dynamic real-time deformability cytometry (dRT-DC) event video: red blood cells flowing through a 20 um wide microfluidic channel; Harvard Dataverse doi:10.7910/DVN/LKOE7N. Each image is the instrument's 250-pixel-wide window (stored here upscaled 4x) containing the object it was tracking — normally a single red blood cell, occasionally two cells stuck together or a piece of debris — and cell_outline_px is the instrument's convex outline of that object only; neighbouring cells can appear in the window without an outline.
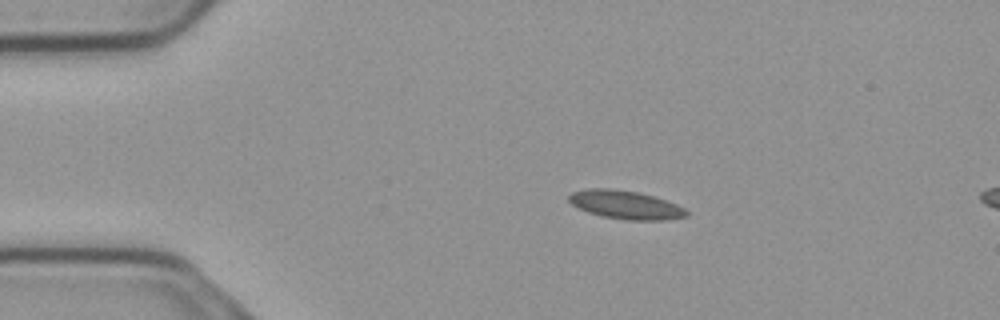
{"species": "common noctule bat (a hibernating species)", "species_latin": "Nyctalus noctula", "temperature_condition": "cold", "stored_images_in_passage": 47, "segment_of_instrument_passage": [1, 2], "camera_frame_rate_fps": 3000, "um_per_image_px": 0.085, "animal": {"sex": "male", "body_mass_g": 23.1, "forearm_length_mm": 52.7}, "frame": {"image": 1, "passage_image": 1, "time_ms": 0.0, "image_size_px": [1000, 320], "cell_outline_px": [[688, 216], [668, 220], [624, 220], [600, 216], [588, 212], [572, 204], [568, 200], [568, 196], [572, 192], [588, 188], [612, 188], [636, 192], [652, 196], [676, 204], [684, 208], [688, 212]], "centroid_in_image_um": [53.16, 17.41], "position_along_channel_um": 31.8, "area_um2": 19.48}}
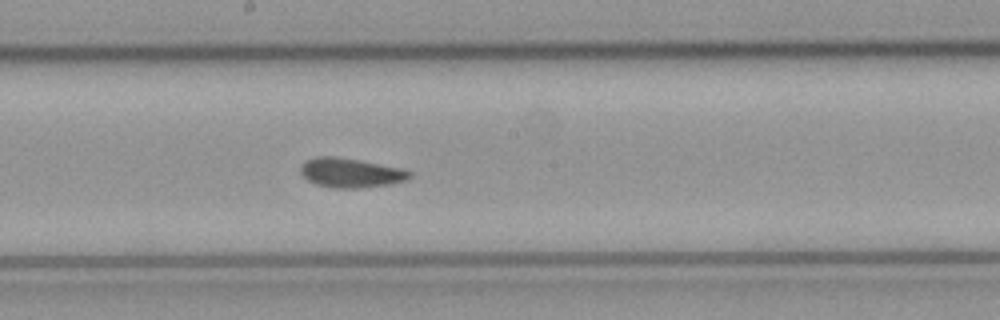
{"frame": {"image": 2, "passage_image": 20, "time_ms": 6.333, "image_size_px": [1000, 320], "cell_outline_px": [[412, 176], [408, 180], [392, 184], [356, 188], [332, 188], [316, 184], [308, 180], [300, 172], [300, 164], [304, 160], [316, 156], [336, 156], [360, 160], [400, 168], [412, 172]], "centroid_in_image_um": [29.79, 14.68], "position_along_channel_um": 218.4, "area_um2": 18.9}}
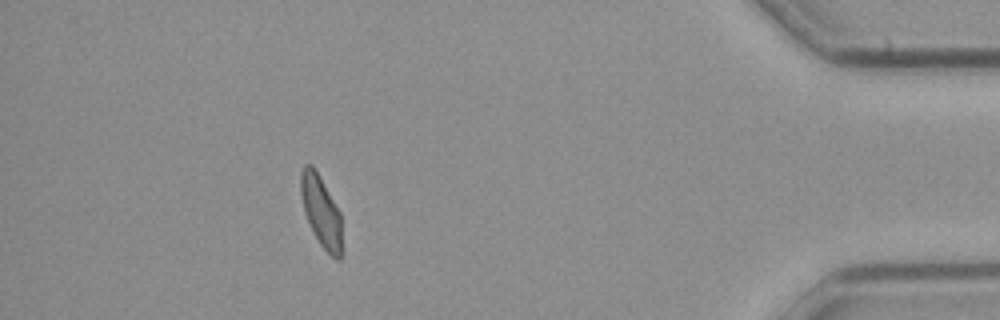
{"frame": {"image": 3, "passage_image": 40, "time_ms": 13.0, "image_size_px": [1000, 320], "cell_outline_px": [[340, 260], [336, 260], [320, 244], [304, 212], [300, 196], [300, 172], [304, 164], [312, 164], [316, 168], [340, 212]], "centroid_in_image_um": [27.25, 17.85], "position_along_channel_um": 407.9, "area_um2": 16.82}}